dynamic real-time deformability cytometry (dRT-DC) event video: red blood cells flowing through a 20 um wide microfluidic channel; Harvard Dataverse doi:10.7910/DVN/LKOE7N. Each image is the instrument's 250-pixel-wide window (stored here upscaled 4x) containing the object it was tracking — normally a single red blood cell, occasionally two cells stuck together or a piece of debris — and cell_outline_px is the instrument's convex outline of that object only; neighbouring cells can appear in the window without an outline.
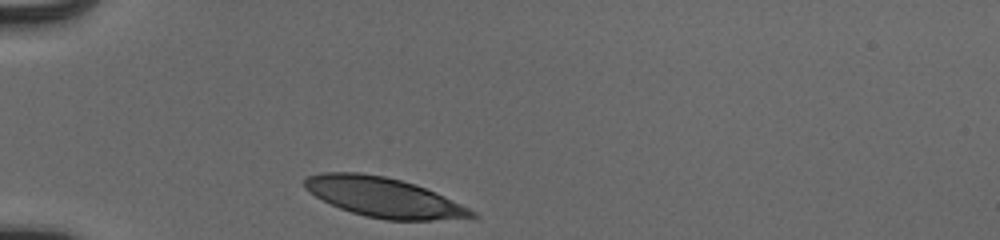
{"species": "human", "species_latin": "Homo sapiens", "temperature_condition": "cold", "stored_images_in_passage": 30, "camera_frame_rate_fps": 3000, "um_per_image_px": 0.085, "donor": {"sex": "male"}, "frame": {"image": 1, "passage_image": 1, "time_ms": 0.0, "image_size_px": [1000, 240], "cell_outline_px": [[480, 216], [432, 220], [388, 220], [364, 216], [340, 208], [316, 196], [304, 188], [304, 180], [308, 176], [324, 172], [360, 172], [384, 176], [416, 184], [436, 192], [476, 212]], "centroid_in_image_um": [32.61, 16.76], "position_along_channel_um": 52.4, "area_um2": 38.26}}
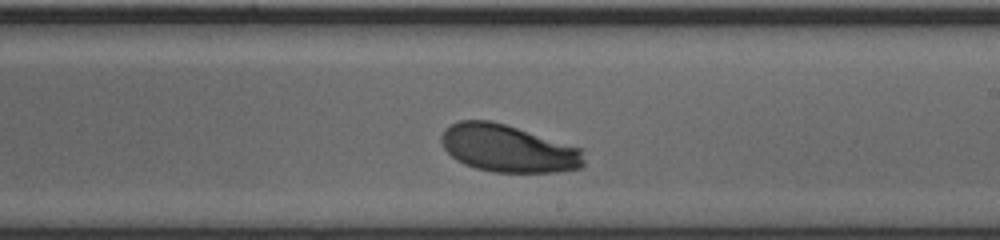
{"frame": {"image": 2, "passage_image": 18, "time_ms": 5.667, "image_size_px": [1000, 240], "cell_outline_px": [[584, 164], [580, 168], [560, 172], [492, 172], [476, 168], [464, 164], [456, 160], [444, 148], [440, 140], [440, 136], [444, 128], [460, 120], [492, 120], [580, 148], [584, 160]], "centroid_in_image_um": [43.14, 12.62], "position_along_channel_um": 245.9, "area_um2": 39.25}}
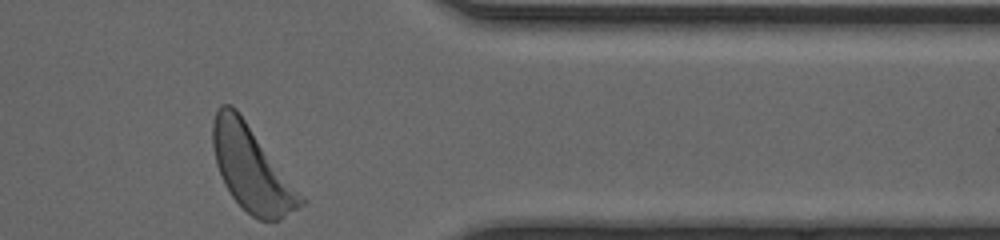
{"frame": {"image": 3, "passage_image": 30, "time_ms": 9.667, "image_size_px": [1000, 240], "cell_outline_px": [[308, 200], [304, 204], [280, 220], [260, 220], [252, 216], [232, 196], [224, 184], [216, 164], [212, 144], [212, 124], [216, 112], [220, 104], [228, 104], [236, 108]], "centroid_in_image_um": [21.41, 14.34], "position_along_channel_um": 390.0, "area_um2": 43.47}, "authors_computed_cell_mechanics": {"area_um2": 39.8242, "velocity_mm_per_s": 3.8407, "shape_relaxation_time_tau1_ms": 2.3457, "shape_relaxation_time_tau2_ms": null, "deformation_change_tau1": 0.1588, "deformation_change_tau2": null}}